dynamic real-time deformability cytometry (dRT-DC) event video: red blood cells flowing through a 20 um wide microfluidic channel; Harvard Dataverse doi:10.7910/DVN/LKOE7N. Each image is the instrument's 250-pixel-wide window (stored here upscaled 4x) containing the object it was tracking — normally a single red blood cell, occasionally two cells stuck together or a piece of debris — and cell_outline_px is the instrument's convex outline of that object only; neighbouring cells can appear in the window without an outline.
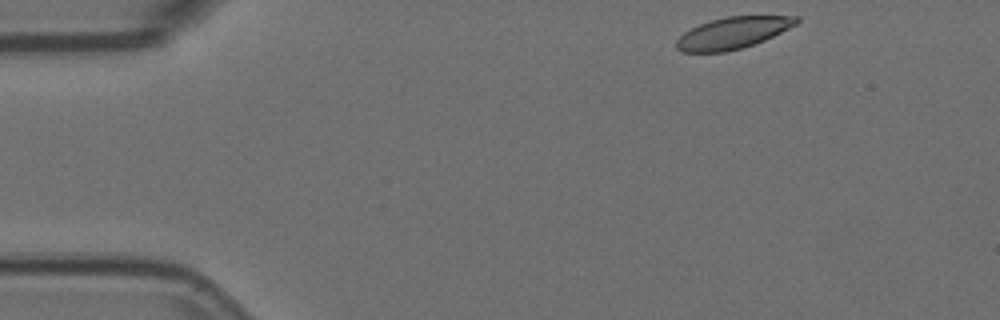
{"species": "Egyptian fruit bat (a non-hibernating species)", "species_latin": "Rousettus aegyptiacus", "temperature_condition": "room temperature", "stored_images_in_passage": 51, "camera_frame_rate_fps": 3000, "um_per_image_px": 0.085, "animal": {"sex": "female"}, "frame": {"image": 1, "passage_image": 1, "time_ms": 0.0, "image_size_px": [1000, 320], "cell_outline_px": [[800, 20], [796, 24], [764, 40], [740, 48], [724, 52], [680, 52], [676, 48], [676, 40], [684, 32], [700, 24], [712, 20], [728, 16], [800, 16]], "centroid_in_image_um": [62.26, 2.8], "position_along_channel_um": 22.7, "area_um2": 21.79}}
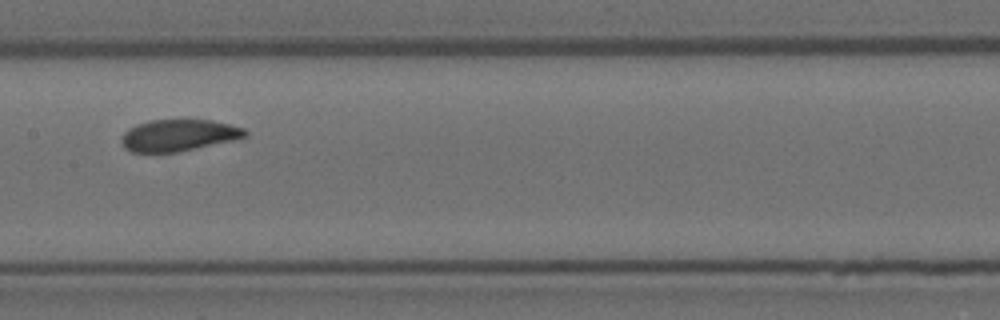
{"frame": {"image": 2, "passage_image": 22, "time_ms": 7.0, "image_size_px": [1000, 320], "cell_outline_px": [[248, 136], [232, 140], [180, 152], [132, 152], [124, 148], [120, 140], [124, 132], [128, 128], [136, 124], [148, 120], [212, 120], [244, 128], [248, 132]], "centroid_in_image_um": [15.15, 11.5], "position_along_channel_um": 192.2, "area_um2": 22.89}}
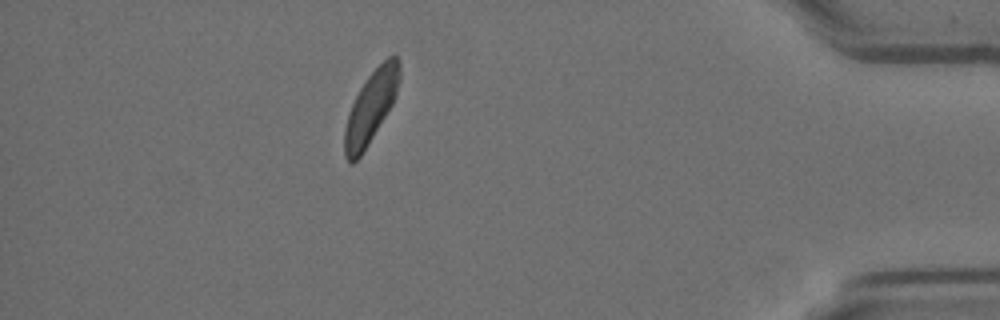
{"frame": {"image": 3, "passage_image": 44, "time_ms": 14.333, "image_size_px": [1000, 320], "cell_outline_px": [[400, 80], [392, 104], [368, 144], [360, 156], [352, 164], [344, 156], [344, 128], [348, 112], [360, 88], [368, 76], [388, 56], [396, 56], [400, 60]], "centroid_in_image_um": [31.51, 9.1], "position_along_channel_um": 403.7, "area_um2": 22.66}, "authors_computed_cell_mechanics": {"area_um2": 23.6402, "velocity_mm_per_s": 3.53, "shape_relaxation_time_tau1_ms": 2.7534, "shape_relaxation_time_tau2_ms": 3.9682, "deformation_change_tau1": 0.1126, "deformation_change_tau2": 0.0536}}